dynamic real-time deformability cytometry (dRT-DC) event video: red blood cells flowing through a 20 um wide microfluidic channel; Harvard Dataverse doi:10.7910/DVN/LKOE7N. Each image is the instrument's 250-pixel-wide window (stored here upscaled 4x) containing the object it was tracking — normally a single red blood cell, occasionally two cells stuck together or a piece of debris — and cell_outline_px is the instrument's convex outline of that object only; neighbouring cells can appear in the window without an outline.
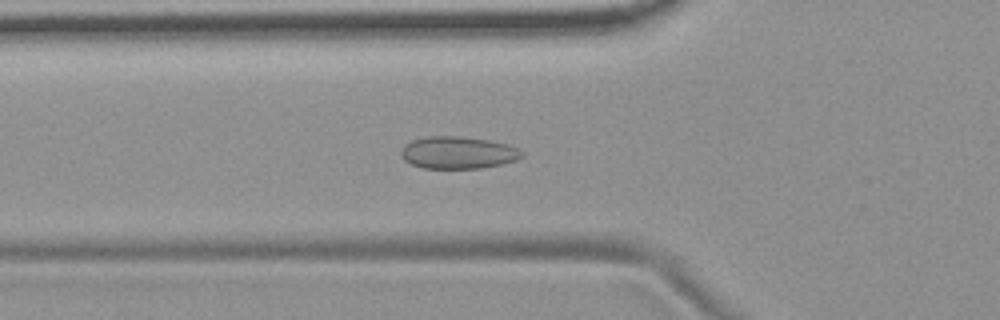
{"species": "common noctule bat (a hibernating species)", "species_latin": "Nyctalus noctula", "temperature_condition": "room temperature", "stored_images_in_passage": 54, "camera_frame_rate_fps": 3000, "um_per_image_px": 0.085, "animal": {"sex": "female", "body_mass_g": 19.9}, "frame": {"image": 1, "passage_image": 19, "time_ms": 6.0, "image_size_px": [1000, 320], "cell_outline_px": [[524, 156], [516, 160], [504, 164], [480, 168], [420, 168], [404, 160], [400, 156], [400, 152], [404, 144], [412, 140], [428, 136], [460, 136], [488, 140], [508, 144], [520, 148], [524, 152]], "centroid_in_image_um": [38.95, 12.97], "position_along_channel_um": 86.9, "area_um2": 23.0}}
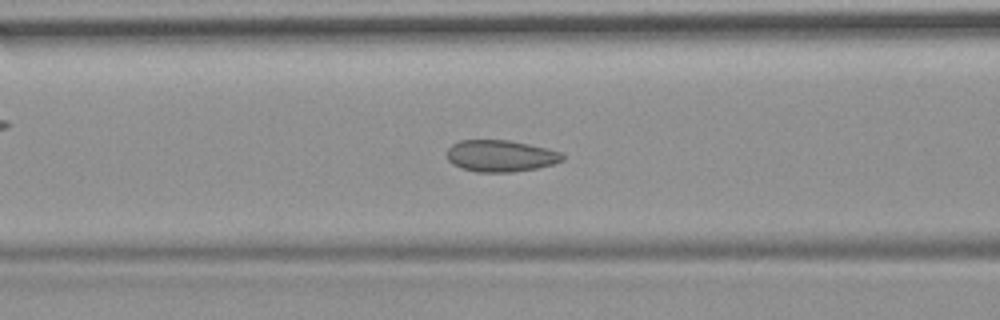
{"frame": {"image": 2, "passage_image": 22, "time_ms": 7.0, "image_size_px": [1000, 320], "cell_outline_px": [[564, 160], [552, 164], [536, 168], [512, 172], [476, 172], [460, 168], [452, 164], [448, 160], [448, 148], [452, 144], [460, 140], [508, 140], [528, 144], [560, 152], [564, 156]], "centroid_in_image_um": [42.51, 13.26], "position_along_channel_um": 124.1, "area_um2": 21.21}}
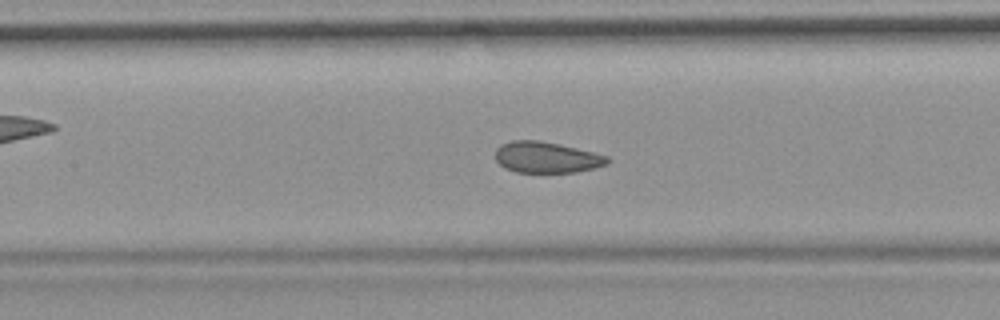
{"frame": {"image": 3, "passage_image": 25, "time_ms": 8.0, "image_size_px": [1000, 320], "cell_outline_px": [[612, 160], [608, 164], [596, 168], [576, 172], [516, 172], [504, 168], [496, 160], [496, 148], [500, 144], [512, 140], [536, 140], [576, 148], [608, 156]], "centroid_in_image_um": [46.46, 13.38], "position_along_channel_um": 160.9, "area_um2": 20.29}, "authors_computed_cell_mechanics": {"area_um2": 21.5305, "velocity_mm_per_s": 3.6906, "shape_relaxation_time_tau1_ms": null, "shape_relaxation_time_tau2_ms": 0.9884, "deformation_change_tau1": null, "deformation_change_tau2": 0.0626}}